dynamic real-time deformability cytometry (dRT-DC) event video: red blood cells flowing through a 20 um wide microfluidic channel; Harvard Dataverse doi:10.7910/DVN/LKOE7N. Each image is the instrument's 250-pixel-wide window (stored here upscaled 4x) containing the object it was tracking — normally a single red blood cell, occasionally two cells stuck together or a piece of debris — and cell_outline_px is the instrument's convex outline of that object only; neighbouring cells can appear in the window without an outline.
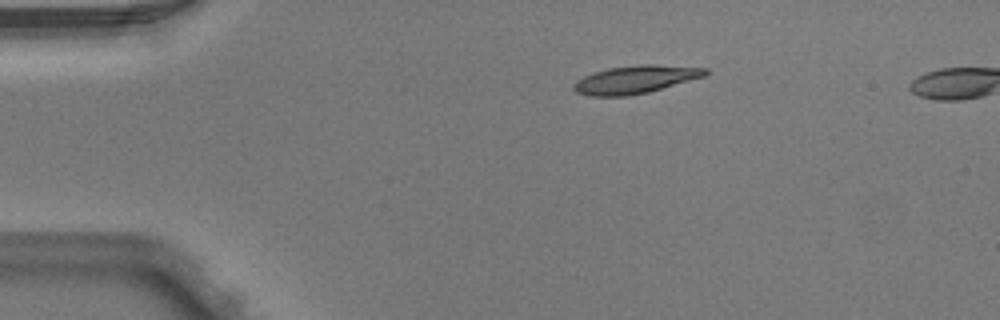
{"species": "Egyptian fruit bat (a non-hibernating species)", "species_latin": "Rousettus aegyptiacus", "temperature_condition": "warm", "stored_images_in_passage": 4, "camera_frame_rate_fps": 3000, "um_per_image_px": 0.085, "animal": {"sex": "male"}, "frame": {"image": 1, "passage_image": 1, "time_ms": 0.0, "image_size_px": [1000, 320], "cell_outline_px": [[708, 72], [704, 76], [648, 92], [628, 96], [588, 96], [576, 92], [572, 88], [572, 84], [576, 80], [592, 72], [608, 68], [636, 64], [656, 64], [708, 68]], "centroid_in_image_um": [53.96, 6.75], "position_along_channel_um": 31.0, "area_um2": 21.56}}
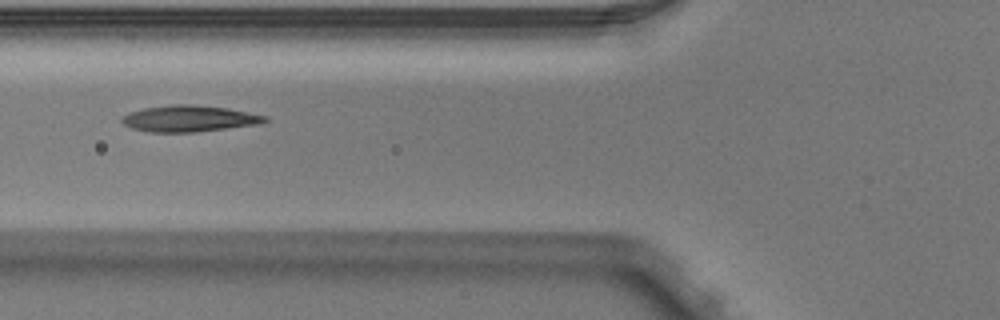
{"frame": {"image": 2, "passage_image": 4, "time_ms": 1.0, "image_size_px": [1000, 320], "cell_outline_px": [[268, 120], [260, 124], [196, 132], [148, 132], [132, 128], [124, 124], [120, 120], [120, 116], [128, 112], [144, 108], [172, 104], [192, 104], [228, 108], [268, 116]], "centroid_in_image_um": [16.06, 10.07], "position_along_channel_um": 109.7, "area_um2": 22.14}}